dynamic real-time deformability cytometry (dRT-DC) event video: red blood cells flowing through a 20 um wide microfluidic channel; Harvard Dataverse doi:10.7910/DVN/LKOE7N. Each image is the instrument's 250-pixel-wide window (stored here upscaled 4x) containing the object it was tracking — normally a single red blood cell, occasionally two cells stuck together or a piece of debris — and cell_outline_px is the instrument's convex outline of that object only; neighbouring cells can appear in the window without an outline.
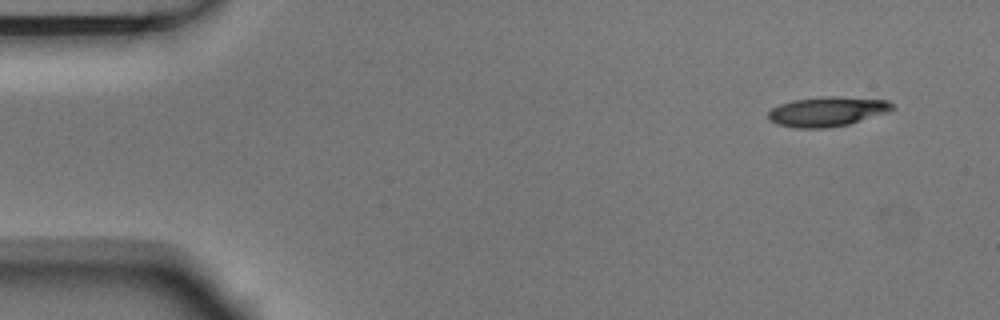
{"species": "Egyptian fruit bat (a non-hibernating species)", "species_latin": "Rousettus aegyptiacus", "temperature_condition": "room temperature", "stored_images_in_passage": 6, "segment_of_instrument_passage": [2, 2], "camera_frame_rate_fps": 3000, "um_per_image_px": 0.085, "animal": {"sex": "male"}, "frame": {"image": 1, "passage_image": 6, "time_ms": 1.667, "image_size_px": [1000, 320], "cell_outline_px": [[896, 108], [888, 112], [848, 124], [828, 128], [796, 128], [776, 124], [768, 120], [768, 112], [772, 108], [780, 104], [792, 100], [828, 96], [832, 96], [888, 100]], "centroid_in_image_um": [70.29, 9.49], "position_along_channel_um": 14.7, "area_um2": 21.44}}